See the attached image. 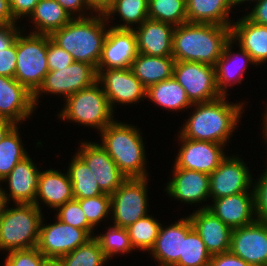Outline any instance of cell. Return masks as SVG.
I'll use <instances>...</instances> for the list:
<instances>
[{"label": "cell", "instance_id": "obj_41", "mask_svg": "<svg viewBox=\"0 0 267 266\" xmlns=\"http://www.w3.org/2000/svg\"><path fill=\"white\" fill-rule=\"evenodd\" d=\"M57 218L65 224L83 229L90 237L92 236L93 227L88 223L80 203L73 199L58 207Z\"/></svg>", "mask_w": 267, "mask_h": 266}, {"label": "cell", "instance_id": "obj_51", "mask_svg": "<svg viewBox=\"0 0 267 266\" xmlns=\"http://www.w3.org/2000/svg\"><path fill=\"white\" fill-rule=\"evenodd\" d=\"M10 11L9 0H0V25L15 24Z\"/></svg>", "mask_w": 267, "mask_h": 266}, {"label": "cell", "instance_id": "obj_13", "mask_svg": "<svg viewBox=\"0 0 267 266\" xmlns=\"http://www.w3.org/2000/svg\"><path fill=\"white\" fill-rule=\"evenodd\" d=\"M97 81L102 83L111 109L114 102L130 104L146 97L147 88L129 68L96 69Z\"/></svg>", "mask_w": 267, "mask_h": 266}, {"label": "cell", "instance_id": "obj_37", "mask_svg": "<svg viewBox=\"0 0 267 266\" xmlns=\"http://www.w3.org/2000/svg\"><path fill=\"white\" fill-rule=\"evenodd\" d=\"M161 225L156 219L146 215L128 226L126 229L132 247L150 251L157 239Z\"/></svg>", "mask_w": 267, "mask_h": 266}, {"label": "cell", "instance_id": "obj_28", "mask_svg": "<svg viewBox=\"0 0 267 266\" xmlns=\"http://www.w3.org/2000/svg\"><path fill=\"white\" fill-rule=\"evenodd\" d=\"M175 60L172 56L159 57L137 53L131 63L133 74L148 88L173 77Z\"/></svg>", "mask_w": 267, "mask_h": 266}, {"label": "cell", "instance_id": "obj_45", "mask_svg": "<svg viewBox=\"0 0 267 266\" xmlns=\"http://www.w3.org/2000/svg\"><path fill=\"white\" fill-rule=\"evenodd\" d=\"M17 37L6 49L0 51V75L14 78L16 72Z\"/></svg>", "mask_w": 267, "mask_h": 266}, {"label": "cell", "instance_id": "obj_24", "mask_svg": "<svg viewBox=\"0 0 267 266\" xmlns=\"http://www.w3.org/2000/svg\"><path fill=\"white\" fill-rule=\"evenodd\" d=\"M40 172L32 162V159L29 158V155L17 163L2 180L9 182L10 194H5L8 202L10 201L9 197H11L16 204H34Z\"/></svg>", "mask_w": 267, "mask_h": 266}, {"label": "cell", "instance_id": "obj_2", "mask_svg": "<svg viewBox=\"0 0 267 266\" xmlns=\"http://www.w3.org/2000/svg\"><path fill=\"white\" fill-rule=\"evenodd\" d=\"M226 96L193 104L196 110L183 125L180 136L225 145L236 128L243 109V103L230 104L225 101Z\"/></svg>", "mask_w": 267, "mask_h": 266}, {"label": "cell", "instance_id": "obj_15", "mask_svg": "<svg viewBox=\"0 0 267 266\" xmlns=\"http://www.w3.org/2000/svg\"><path fill=\"white\" fill-rule=\"evenodd\" d=\"M182 146L177 153V168L211 174L226 158L223 144L210 141H196L179 136ZM222 147V148H221Z\"/></svg>", "mask_w": 267, "mask_h": 266}, {"label": "cell", "instance_id": "obj_18", "mask_svg": "<svg viewBox=\"0 0 267 266\" xmlns=\"http://www.w3.org/2000/svg\"><path fill=\"white\" fill-rule=\"evenodd\" d=\"M34 107L33 93L15 78L0 75V118L18 125L32 114Z\"/></svg>", "mask_w": 267, "mask_h": 266}, {"label": "cell", "instance_id": "obj_50", "mask_svg": "<svg viewBox=\"0 0 267 266\" xmlns=\"http://www.w3.org/2000/svg\"><path fill=\"white\" fill-rule=\"evenodd\" d=\"M66 11L73 15L79 12L78 17H85L80 15V11L85 9H90L86 0H56ZM86 6V7H85ZM83 8V9H82ZM78 11V12H77ZM73 13V14H72Z\"/></svg>", "mask_w": 267, "mask_h": 266}, {"label": "cell", "instance_id": "obj_20", "mask_svg": "<svg viewBox=\"0 0 267 266\" xmlns=\"http://www.w3.org/2000/svg\"><path fill=\"white\" fill-rule=\"evenodd\" d=\"M192 226L211 254H220L230 250L232 229L217 218L208 208L196 210L188 216Z\"/></svg>", "mask_w": 267, "mask_h": 266}, {"label": "cell", "instance_id": "obj_6", "mask_svg": "<svg viewBox=\"0 0 267 266\" xmlns=\"http://www.w3.org/2000/svg\"><path fill=\"white\" fill-rule=\"evenodd\" d=\"M99 84L96 81L66 98V104L58 115L66 121L73 120L81 125L97 128L101 132L114 120L113 110Z\"/></svg>", "mask_w": 267, "mask_h": 266}, {"label": "cell", "instance_id": "obj_19", "mask_svg": "<svg viewBox=\"0 0 267 266\" xmlns=\"http://www.w3.org/2000/svg\"><path fill=\"white\" fill-rule=\"evenodd\" d=\"M214 205L204 206L231 229L253 223L256 218L254 192H242L213 200Z\"/></svg>", "mask_w": 267, "mask_h": 266}, {"label": "cell", "instance_id": "obj_38", "mask_svg": "<svg viewBox=\"0 0 267 266\" xmlns=\"http://www.w3.org/2000/svg\"><path fill=\"white\" fill-rule=\"evenodd\" d=\"M211 254L207 251L204 242L193 228L183 238V256L174 266H209Z\"/></svg>", "mask_w": 267, "mask_h": 266}, {"label": "cell", "instance_id": "obj_12", "mask_svg": "<svg viewBox=\"0 0 267 266\" xmlns=\"http://www.w3.org/2000/svg\"><path fill=\"white\" fill-rule=\"evenodd\" d=\"M229 251L250 266H267V222L256 219L232 229Z\"/></svg>", "mask_w": 267, "mask_h": 266}, {"label": "cell", "instance_id": "obj_4", "mask_svg": "<svg viewBox=\"0 0 267 266\" xmlns=\"http://www.w3.org/2000/svg\"><path fill=\"white\" fill-rule=\"evenodd\" d=\"M101 146L127 178H145L148 174L141 133L135 126L111 122L101 132Z\"/></svg>", "mask_w": 267, "mask_h": 266}, {"label": "cell", "instance_id": "obj_32", "mask_svg": "<svg viewBox=\"0 0 267 266\" xmlns=\"http://www.w3.org/2000/svg\"><path fill=\"white\" fill-rule=\"evenodd\" d=\"M75 200L96 197L104 194L86 163L76 154L67 171Z\"/></svg>", "mask_w": 267, "mask_h": 266}, {"label": "cell", "instance_id": "obj_30", "mask_svg": "<svg viewBox=\"0 0 267 266\" xmlns=\"http://www.w3.org/2000/svg\"><path fill=\"white\" fill-rule=\"evenodd\" d=\"M30 16L37 27L31 33L42 35H51L74 18L56 0H40Z\"/></svg>", "mask_w": 267, "mask_h": 266}, {"label": "cell", "instance_id": "obj_14", "mask_svg": "<svg viewBox=\"0 0 267 266\" xmlns=\"http://www.w3.org/2000/svg\"><path fill=\"white\" fill-rule=\"evenodd\" d=\"M81 144L77 155L93 173L100 190L106 194H113L127 177L100 144L94 142H83Z\"/></svg>", "mask_w": 267, "mask_h": 266}, {"label": "cell", "instance_id": "obj_49", "mask_svg": "<svg viewBox=\"0 0 267 266\" xmlns=\"http://www.w3.org/2000/svg\"><path fill=\"white\" fill-rule=\"evenodd\" d=\"M252 22L267 26V0L257 2L252 11L246 15Z\"/></svg>", "mask_w": 267, "mask_h": 266}, {"label": "cell", "instance_id": "obj_56", "mask_svg": "<svg viewBox=\"0 0 267 266\" xmlns=\"http://www.w3.org/2000/svg\"><path fill=\"white\" fill-rule=\"evenodd\" d=\"M245 1H250V0H233L234 6H236L237 4L239 5L240 3H244ZM251 1H256L259 2L260 0H251Z\"/></svg>", "mask_w": 267, "mask_h": 266}, {"label": "cell", "instance_id": "obj_11", "mask_svg": "<svg viewBox=\"0 0 267 266\" xmlns=\"http://www.w3.org/2000/svg\"><path fill=\"white\" fill-rule=\"evenodd\" d=\"M42 222L37 249L50 262H56L91 238L83 229L65 224L59 219L46 226Z\"/></svg>", "mask_w": 267, "mask_h": 266}, {"label": "cell", "instance_id": "obj_10", "mask_svg": "<svg viewBox=\"0 0 267 266\" xmlns=\"http://www.w3.org/2000/svg\"><path fill=\"white\" fill-rule=\"evenodd\" d=\"M97 81L96 69L85 62L74 61L68 67L49 71L42 85L33 94L34 104H38V96L41 93L62 94L68 98L72 94L91 86Z\"/></svg>", "mask_w": 267, "mask_h": 266}, {"label": "cell", "instance_id": "obj_34", "mask_svg": "<svg viewBox=\"0 0 267 266\" xmlns=\"http://www.w3.org/2000/svg\"><path fill=\"white\" fill-rule=\"evenodd\" d=\"M106 261L107 258L98 240L91 237L74 251L59 258L55 263L58 266H102Z\"/></svg>", "mask_w": 267, "mask_h": 266}, {"label": "cell", "instance_id": "obj_40", "mask_svg": "<svg viewBox=\"0 0 267 266\" xmlns=\"http://www.w3.org/2000/svg\"><path fill=\"white\" fill-rule=\"evenodd\" d=\"M86 215L88 223L94 228L102 219L111 214V196L102 194L96 197L77 200Z\"/></svg>", "mask_w": 267, "mask_h": 266}, {"label": "cell", "instance_id": "obj_57", "mask_svg": "<svg viewBox=\"0 0 267 266\" xmlns=\"http://www.w3.org/2000/svg\"><path fill=\"white\" fill-rule=\"evenodd\" d=\"M46 266H58L55 262H49Z\"/></svg>", "mask_w": 267, "mask_h": 266}, {"label": "cell", "instance_id": "obj_35", "mask_svg": "<svg viewBox=\"0 0 267 266\" xmlns=\"http://www.w3.org/2000/svg\"><path fill=\"white\" fill-rule=\"evenodd\" d=\"M113 13H119L118 15L126 24H118L111 28L131 30L133 29L131 24L140 26L148 18V0H115L104 16L109 19Z\"/></svg>", "mask_w": 267, "mask_h": 266}, {"label": "cell", "instance_id": "obj_8", "mask_svg": "<svg viewBox=\"0 0 267 266\" xmlns=\"http://www.w3.org/2000/svg\"><path fill=\"white\" fill-rule=\"evenodd\" d=\"M147 177L127 178L111 194L114 226L127 228L147 214Z\"/></svg>", "mask_w": 267, "mask_h": 266}, {"label": "cell", "instance_id": "obj_46", "mask_svg": "<svg viewBox=\"0 0 267 266\" xmlns=\"http://www.w3.org/2000/svg\"><path fill=\"white\" fill-rule=\"evenodd\" d=\"M40 0H9L10 11L16 21L20 17L29 16Z\"/></svg>", "mask_w": 267, "mask_h": 266}, {"label": "cell", "instance_id": "obj_52", "mask_svg": "<svg viewBox=\"0 0 267 266\" xmlns=\"http://www.w3.org/2000/svg\"><path fill=\"white\" fill-rule=\"evenodd\" d=\"M91 10H95L98 14H105L112 6L115 0H86Z\"/></svg>", "mask_w": 267, "mask_h": 266}, {"label": "cell", "instance_id": "obj_3", "mask_svg": "<svg viewBox=\"0 0 267 266\" xmlns=\"http://www.w3.org/2000/svg\"><path fill=\"white\" fill-rule=\"evenodd\" d=\"M89 17V18H88ZM104 19V20H103ZM104 14L75 17L50 38L71 54L74 61L85 62L97 69L108 30Z\"/></svg>", "mask_w": 267, "mask_h": 266}, {"label": "cell", "instance_id": "obj_1", "mask_svg": "<svg viewBox=\"0 0 267 266\" xmlns=\"http://www.w3.org/2000/svg\"><path fill=\"white\" fill-rule=\"evenodd\" d=\"M230 39L231 26L186 22L174 28L172 57L215 66Z\"/></svg>", "mask_w": 267, "mask_h": 266}, {"label": "cell", "instance_id": "obj_16", "mask_svg": "<svg viewBox=\"0 0 267 266\" xmlns=\"http://www.w3.org/2000/svg\"><path fill=\"white\" fill-rule=\"evenodd\" d=\"M248 170L244 161L239 157L226 156L209 175L212 199L248 192L253 180Z\"/></svg>", "mask_w": 267, "mask_h": 266}, {"label": "cell", "instance_id": "obj_36", "mask_svg": "<svg viewBox=\"0 0 267 266\" xmlns=\"http://www.w3.org/2000/svg\"><path fill=\"white\" fill-rule=\"evenodd\" d=\"M16 125L0 142V182L22 161L27 152L24 150Z\"/></svg>", "mask_w": 267, "mask_h": 266}, {"label": "cell", "instance_id": "obj_29", "mask_svg": "<svg viewBox=\"0 0 267 266\" xmlns=\"http://www.w3.org/2000/svg\"><path fill=\"white\" fill-rule=\"evenodd\" d=\"M186 5L188 22L232 26L228 15L233 0H186Z\"/></svg>", "mask_w": 267, "mask_h": 266}, {"label": "cell", "instance_id": "obj_22", "mask_svg": "<svg viewBox=\"0 0 267 266\" xmlns=\"http://www.w3.org/2000/svg\"><path fill=\"white\" fill-rule=\"evenodd\" d=\"M174 26L147 18L133 31L136 35L137 51L149 56H172Z\"/></svg>", "mask_w": 267, "mask_h": 266}, {"label": "cell", "instance_id": "obj_53", "mask_svg": "<svg viewBox=\"0 0 267 266\" xmlns=\"http://www.w3.org/2000/svg\"><path fill=\"white\" fill-rule=\"evenodd\" d=\"M16 125L17 124L8 119L0 118V142Z\"/></svg>", "mask_w": 267, "mask_h": 266}, {"label": "cell", "instance_id": "obj_27", "mask_svg": "<svg viewBox=\"0 0 267 266\" xmlns=\"http://www.w3.org/2000/svg\"><path fill=\"white\" fill-rule=\"evenodd\" d=\"M232 43H234V40L231 38L226 43L221 57L216 61V64L214 66L216 85L222 95H226L227 86H231L235 83H241L244 75L243 72L247 67L246 63L250 62L251 64H255L252 57L241 46L240 54L237 53L236 55H234L233 53L232 55V52H230L233 45ZM239 55L242 59L241 61H236L235 59L239 58Z\"/></svg>", "mask_w": 267, "mask_h": 266}, {"label": "cell", "instance_id": "obj_26", "mask_svg": "<svg viewBox=\"0 0 267 266\" xmlns=\"http://www.w3.org/2000/svg\"><path fill=\"white\" fill-rule=\"evenodd\" d=\"M39 197L45 204L55 209L73 200L72 184L68 173L63 174L58 170L52 169L40 172L38 190L34 202L40 208Z\"/></svg>", "mask_w": 267, "mask_h": 266}, {"label": "cell", "instance_id": "obj_55", "mask_svg": "<svg viewBox=\"0 0 267 266\" xmlns=\"http://www.w3.org/2000/svg\"><path fill=\"white\" fill-rule=\"evenodd\" d=\"M265 116H264V136H265V141H266V143H267V110H266V113L264 114Z\"/></svg>", "mask_w": 267, "mask_h": 266}, {"label": "cell", "instance_id": "obj_33", "mask_svg": "<svg viewBox=\"0 0 267 266\" xmlns=\"http://www.w3.org/2000/svg\"><path fill=\"white\" fill-rule=\"evenodd\" d=\"M148 18L177 27L188 22L186 0H148Z\"/></svg>", "mask_w": 267, "mask_h": 266}, {"label": "cell", "instance_id": "obj_43", "mask_svg": "<svg viewBox=\"0 0 267 266\" xmlns=\"http://www.w3.org/2000/svg\"><path fill=\"white\" fill-rule=\"evenodd\" d=\"M73 62L74 59L71 54L56 44L50 38V35H47V63L49 71L68 67Z\"/></svg>", "mask_w": 267, "mask_h": 266}, {"label": "cell", "instance_id": "obj_21", "mask_svg": "<svg viewBox=\"0 0 267 266\" xmlns=\"http://www.w3.org/2000/svg\"><path fill=\"white\" fill-rule=\"evenodd\" d=\"M192 229L189 217L165 228L161 225L154 246L150 250L160 266H174L179 261L180 256H183V238Z\"/></svg>", "mask_w": 267, "mask_h": 266}, {"label": "cell", "instance_id": "obj_31", "mask_svg": "<svg viewBox=\"0 0 267 266\" xmlns=\"http://www.w3.org/2000/svg\"><path fill=\"white\" fill-rule=\"evenodd\" d=\"M146 97L152 102L170 110H181L193 106L184 88L174 77L153 84L147 88Z\"/></svg>", "mask_w": 267, "mask_h": 266}, {"label": "cell", "instance_id": "obj_25", "mask_svg": "<svg viewBox=\"0 0 267 266\" xmlns=\"http://www.w3.org/2000/svg\"><path fill=\"white\" fill-rule=\"evenodd\" d=\"M231 38L241 46L256 65L267 61V26L252 22L246 15L231 26Z\"/></svg>", "mask_w": 267, "mask_h": 266}, {"label": "cell", "instance_id": "obj_42", "mask_svg": "<svg viewBox=\"0 0 267 266\" xmlns=\"http://www.w3.org/2000/svg\"><path fill=\"white\" fill-rule=\"evenodd\" d=\"M8 253L5 266H46L50 262L37 247L12 250Z\"/></svg>", "mask_w": 267, "mask_h": 266}, {"label": "cell", "instance_id": "obj_17", "mask_svg": "<svg viewBox=\"0 0 267 266\" xmlns=\"http://www.w3.org/2000/svg\"><path fill=\"white\" fill-rule=\"evenodd\" d=\"M137 53L133 29L108 28L97 69L129 68Z\"/></svg>", "mask_w": 267, "mask_h": 266}, {"label": "cell", "instance_id": "obj_7", "mask_svg": "<svg viewBox=\"0 0 267 266\" xmlns=\"http://www.w3.org/2000/svg\"><path fill=\"white\" fill-rule=\"evenodd\" d=\"M17 35L16 72L14 78L31 93L42 85L49 72L47 63V35Z\"/></svg>", "mask_w": 267, "mask_h": 266}, {"label": "cell", "instance_id": "obj_39", "mask_svg": "<svg viewBox=\"0 0 267 266\" xmlns=\"http://www.w3.org/2000/svg\"><path fill=\"white\" fill-rule=\"evenodd\" d=\"M94 237L98 240L107 259L117 253H128L134 249L126 228L112 226L108 228L106 234Z\"/></svg>", "mask_w": 267, "mask_h": 266}, {"label": "cell", "instance_id": "obj_54", "mask_svg": "<svg viewBox=\"0 0 267 266\" xmlns=\"http://www.w3.org/2000/svg\"><path fill=\"white\" fill-rule=\"evenodd\" d=\"M5 191L0 188V219L6 211V204L8 203L7 197L5 196Z\"/></svg>", "mask_w": 267, "mask_h": 266}, {"label": "cell", "instance_id": "obj_9", "mask_svg": "<svg viewBox=\"0 0 267 266\" xmlns=\"http://www.w3.org/2000/svg\"><path fill=\"white\" fill-rule=\"evenodd\" d=\"M173 77L184 88L192 104L208 102L222 96L216 85L215 67L212 65L176 61Z\"/></svg>", "mask_w": 267, "mask_h": 266}, {"label": "cell", "instance_id": "obj_23", "mask_svg": "<svg viewBox=\"0 0 267 266\" xmlns=\"http://www.w3.org/2000/svg\"><path fill=\"white\" fill-rule=\"evenodd\" d=\"M173 169L174 177L166 187L169 196L189 204L200 203L210 196L209 174L177 168L175 165Z\"/></svg>", "mask_w": 267, "mask_h": 266}, {"label": "cell", "instance_id": "obj_5", "mask_svg": "<svg viewBox=\"0 0 267 266\" xmlns=\"http://www.w3.org/2000/svg\"><path fill=\"white\" fill-rule=\"evenodd\" d=\"M8 208L0 219V249L6 251L37 247L41 209L35 204H16Z\"/></svg>", "mask_w": 267, "mask_h": 266}, {"label": "cell", "instance_id": "obj_44", "mask_svg": "<svg viewBox=\"0 0 267 266\" xmlns=\"http://www.w3.org/2000/svg\"><path fill=\"white\" fill-rule=\"evenodd\" d=\"M252 192H254L255 217L257 220L267 222V168L258 179Z\"/></svg>", "mask_w": 267, "mask_h": 266}, {"label": "cell", "instance_id": "obj_48", "mask_svg": "<svg viewBox=\"0 0 267 266\" xmlns=\"http://www.w3.org/2000/svg\"><path fill=\"white\" fill-rule=\"evenodd\" d=\"M19 31L15 24L0 25V51L15 41Z\"/></svg>", "mask_w": 267, "mask_h": 266}, {"label": "cell", "instance_id": "obj_47", "mask_svg": "<svg viewBox=\"0 0 267 266\" xmlns=\"http://www.w3.org/2000/svg\"><path fill=\"white\" fill-rule=\"evenodd\" d=\"M209 266H250L230 251L211 255Z\"/></svg>", "mask_w": 267, "mask_h": 266}]
</instances>
